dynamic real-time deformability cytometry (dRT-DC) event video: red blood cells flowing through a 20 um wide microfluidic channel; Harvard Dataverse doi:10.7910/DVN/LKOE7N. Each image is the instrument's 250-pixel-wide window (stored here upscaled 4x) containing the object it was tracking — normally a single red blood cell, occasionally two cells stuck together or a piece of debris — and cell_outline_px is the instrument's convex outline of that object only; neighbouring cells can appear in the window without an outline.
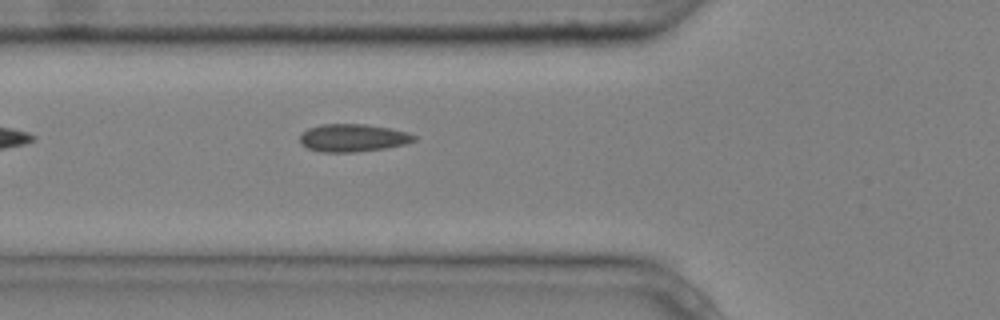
{"species": "common noctule bat (a hibernating species)", "species_latin": "Nyctalus noctula", "temperature_condition": "cold", "stored_images_in_passage": 6, "camera_frame_rate_fps": 3000, "um_per_image_px": 0.085, "animal": {"sex": "male", "body_mass_g": 20.4}, "frame": {"image": 1, "passage_image": 6, "time_ms": 1.667, "image_size_px": [1000, 320], "cell_outline_px": [[416, 140], [404, 144], [384, 148], [356, 152], [320, 152], [308, 148], [300, 144], [300, 132], [308, 128], [320, 124], [364, 124], [388, 128], [408, 132], [416, 136]], "centroid_in_image_um": [29.95, 11.71], "position_along_channel_um": 95.9, "area_um2": 18.5}}